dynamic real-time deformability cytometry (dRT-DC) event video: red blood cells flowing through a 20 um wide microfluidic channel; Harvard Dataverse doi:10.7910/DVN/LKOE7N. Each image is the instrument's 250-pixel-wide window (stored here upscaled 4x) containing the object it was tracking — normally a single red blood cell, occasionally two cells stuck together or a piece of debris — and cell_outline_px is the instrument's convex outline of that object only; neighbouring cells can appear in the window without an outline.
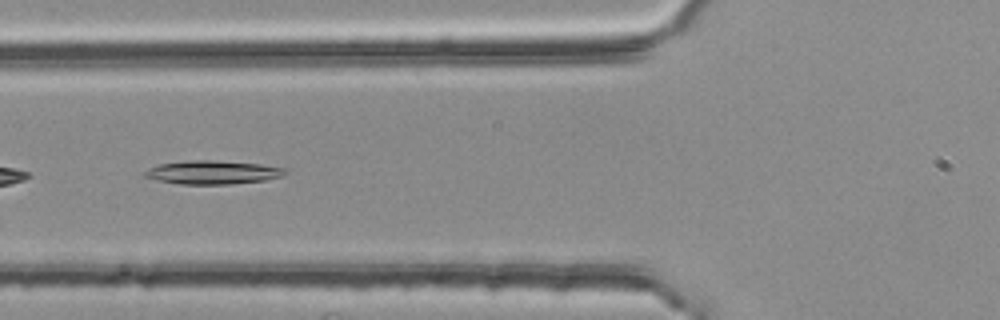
{"species": "common noctule bat (a hibernating species)", "species_latin": "Nyctalus noctula", "temperature_condition": "room temperature", "stored_images_in_passage": 5, "camera_frame_rate_fps": 3000, "um_per_image_px": 0.085, "animal": {"sex": "female", "body_mass_g": 25.1}, "frame": {"image": 1, "passage_image": 4, "time_ms": 1.0, "image_size_px": [1000, 320], "cell_outline_px": [[288, 172], [284, 176], [264, 180], [228, 184], [180, 184], [160, 180], [144, 176], [140, 172], [148, 168], [160, 164], [188, 160], [212, 160], [260, 164], [284, 168]], "centroid_in_image_um": [18.06, 14.64], "position_along_channel_um": 107.7, "area_um2": 19.19}}
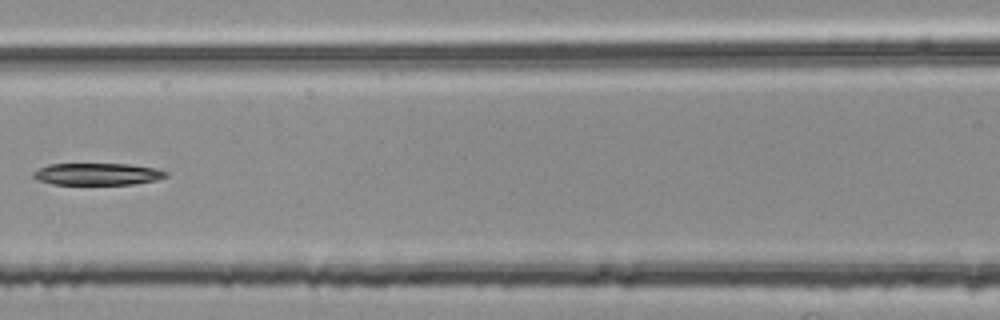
{"frame": {"image": 2, "passage_image": 5, "time_ms": 1.333, "image_size_px": [1000, 320], "cell_outline_px": [[168, 176], [156, 180], [132, 184], [52, 184], [36, 180], [32, 176], [32, 172], [48, 164], [128, 164], [156, 168], [168, 172]], "centroid_in_image_um": [8.27, 14.79], "position_along_channel_um": 158.3, "area_um2": 16.99}}